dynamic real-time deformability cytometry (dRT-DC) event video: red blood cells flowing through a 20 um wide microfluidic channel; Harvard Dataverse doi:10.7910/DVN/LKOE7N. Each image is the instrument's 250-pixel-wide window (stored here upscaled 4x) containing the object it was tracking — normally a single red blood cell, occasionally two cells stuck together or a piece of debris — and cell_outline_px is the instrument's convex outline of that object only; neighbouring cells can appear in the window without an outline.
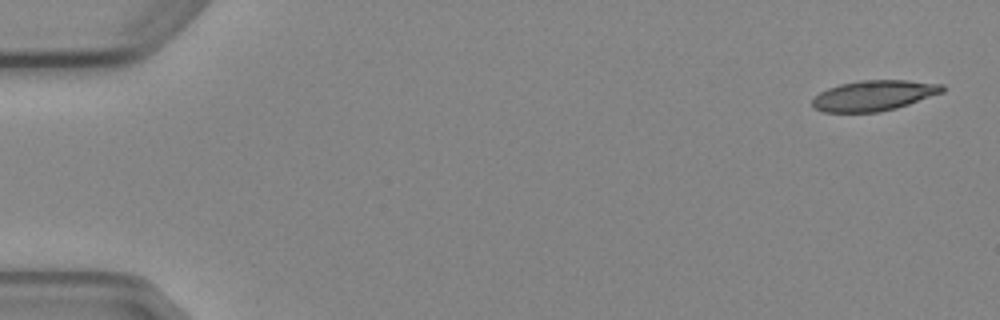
{"species": "Egyptian fruit bat (a non-hibernating species)", "species_latin": "Rousettus aegyptiacus", "temperature_condition": "cold", "stored_images_in_passage": 6, "segment_of_instrument_passage": [1, 2], "camera_frame_rate_fps": 3000, "um_per_image_px": 0.085, "animal": {"sex": "female"}, "frame": {"image": 1, "passage_image": 1, "time_ms": 0.0, "image_size_px": [1000, 320], "cell_outline_px": [[944, 92], [896, 108], [880, 112], [824, 112], [812, 108], [812, 100], [820, 92], [828, 88], [840, 84], [860, 80], [908, 80], [944, 84]], "centroid_in_image_um": [74.28, 8.12], "position_along_channel_um": 10.7, "area_um2": 23.12}}
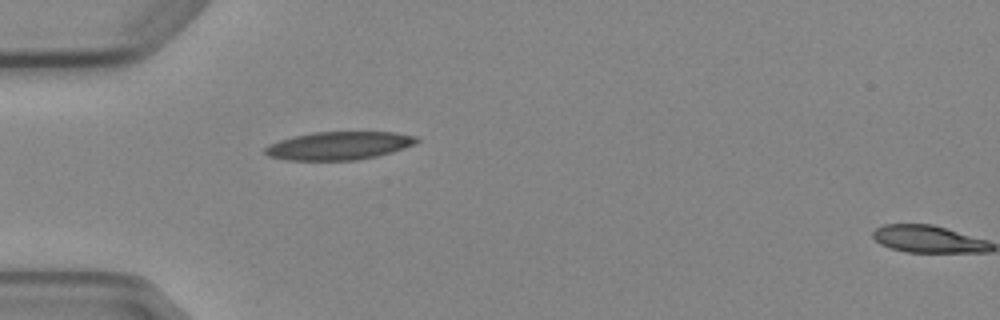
{"frame": {"image": 2, "passage_image": 5, "time_ms": 4.667, "image_size_px": [1000, 320], "cell_outline_px": [[420, 140], [404, 148], [392, 152], [376, 156], [356, 160], [288, 160], [268, 156], [264, 152], [264, 148], [268, 144], [292, 136], [312, 132], [396, 132], [420, 136]], "centroid_in_image_um": [28.81, 12.37], "position_along_channel_um": 56.2, "area_um2": 24.97}}